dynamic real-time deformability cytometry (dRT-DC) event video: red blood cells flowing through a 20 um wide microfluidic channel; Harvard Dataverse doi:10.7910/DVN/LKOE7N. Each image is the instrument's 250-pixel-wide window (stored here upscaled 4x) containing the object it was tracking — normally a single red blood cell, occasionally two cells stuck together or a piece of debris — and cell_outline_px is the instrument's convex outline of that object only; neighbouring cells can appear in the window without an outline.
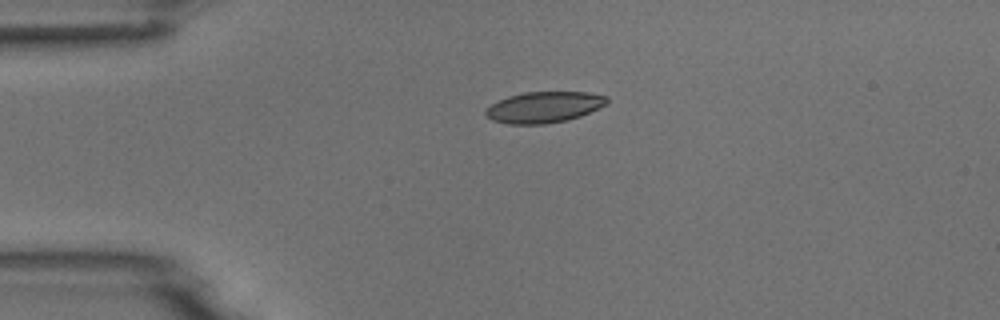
{"species": "common noctule bat (a hibernating species)", "species_latin": "Nyctalus noctula", "temperature_condition": "room temperature", "stored_images_in_passage": 3, "camera_frame_rate_fps": 3000, "um_per_image_px": 0.085, "animal": {"sex": "male", "body_mass_g": 18.8}, "frame": {"image": 1, "passage_image": 1, "time_ms": 0.0, "image_size_px": [1000, 320], "cell_outline_px": [[608, 104], [580, 116], [568, 120], [544, 124], [508, 124], [492, 120], [484, 116], [484, 108], [508, 96], [524, 92], [588, 92], [608, 96]], "centroid_in_image_um": [46.23, 9.11], "position_along_channel_um": 38.8, "area_um2": 22.14}}